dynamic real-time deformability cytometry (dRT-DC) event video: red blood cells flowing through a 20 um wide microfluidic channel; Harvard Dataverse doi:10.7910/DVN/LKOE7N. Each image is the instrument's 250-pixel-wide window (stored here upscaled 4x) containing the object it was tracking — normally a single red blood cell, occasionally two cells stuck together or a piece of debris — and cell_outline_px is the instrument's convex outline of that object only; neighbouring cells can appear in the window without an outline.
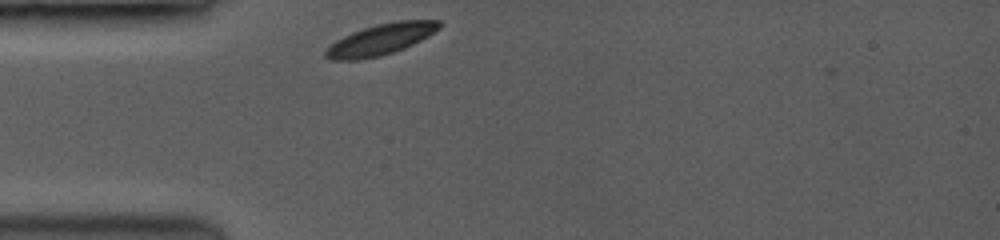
{"species": "common noctule bat (a hibernating species)", "species_latin": "Nyctalus noctula", "temperature_condition": "room temperature", "stored_images_in_passage": 4, "camera_frame_rate_fps": 3500, "um_per_image_px": 0.085, "animal": {"sex": "female", "body_mass_g": 19.0, "forearm_length_mm": 53.3}, "frame": {"image": 1, "passage_image": 1, "time_ms": 0.0, "image_size_px": [1000, 240], "cell_outline_px": [[444, 24], [440, 28], [428, 36], [404, 48], [380, 56], [356, 60], [332, 60], [324, 56], [324, 52], [336, 40], [352, 32], [376, 24], [396, 20], [440, 20]], "centroid_in_image_um": [32.39, 3.34], "position_along_channel_um": 52.6, "area_um2": 20.46}}